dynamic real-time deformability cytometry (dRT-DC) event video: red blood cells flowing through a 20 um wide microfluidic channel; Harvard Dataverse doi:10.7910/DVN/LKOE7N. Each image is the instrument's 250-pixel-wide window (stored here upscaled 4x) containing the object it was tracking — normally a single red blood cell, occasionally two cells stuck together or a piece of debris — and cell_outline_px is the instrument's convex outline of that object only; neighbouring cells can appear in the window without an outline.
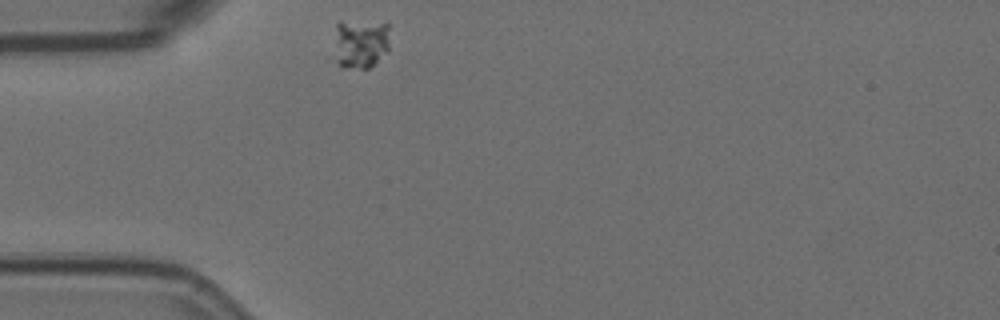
{"species": "Egyptian fruit bat (a non-hibernating species)", "species_latin": "Rousettus aegyptiacus", "temperature_condition": "room temperature", "stored_images_in_passage": 2, "camera_frame_rate_fps": 3000, "um_per_image_px": 0.085, "animal": {"sex": "female"}, "frame": {"image": 1, "passage_image": 1, "time_ms": 0.0, "image_size_px": [1000, 320], "cell_outline_px": [[388, 52], [368, 68], [344, 68], [336, 60], [336, 24], [340, 20], [388, 24]], "centroid_in_image_um": [30.65, 3.69], "position_along_channel_um": 54.4, "area_um2": 15.9}}